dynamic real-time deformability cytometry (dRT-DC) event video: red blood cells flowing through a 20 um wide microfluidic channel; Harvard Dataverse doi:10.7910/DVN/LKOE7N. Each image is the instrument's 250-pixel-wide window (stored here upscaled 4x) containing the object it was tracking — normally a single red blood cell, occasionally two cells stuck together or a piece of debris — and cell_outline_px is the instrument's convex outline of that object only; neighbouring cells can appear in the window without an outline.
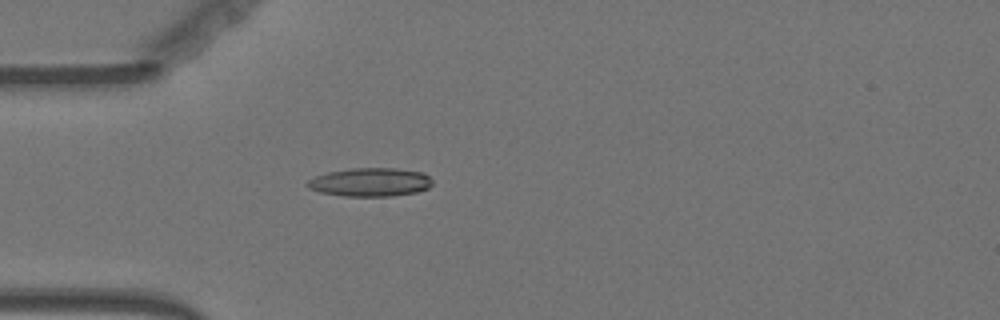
{"species": "Egyptian fruit bat (a non-hibernating species)", "species_latin": "Rousettus aegyptiacus", "temperature_condition": "warm", "stored_images_in_passage": 56, "camera_frame_rate_fps": 3000, "um_per_image_px": 0.085, "animal": {"sex": "female"}, "frame": {"image": 1, "passage_image": 16, "time_ms": 5.0, "image_size_px": [1000, 320], "cell_outline_px": [[432, 184], [428, 188], [416, 192], [392, 196], [344, 196], [320, 192], [308, 188], [304, 184], [308, 180], [316, 176], [328, 172], [352, 168], [396, 168], [424, 172], [432, 180]], "centroid_in_image_um": [31.47, 15.48], "position_along_channel_um": 53.5, "area_um2": 20.87}}
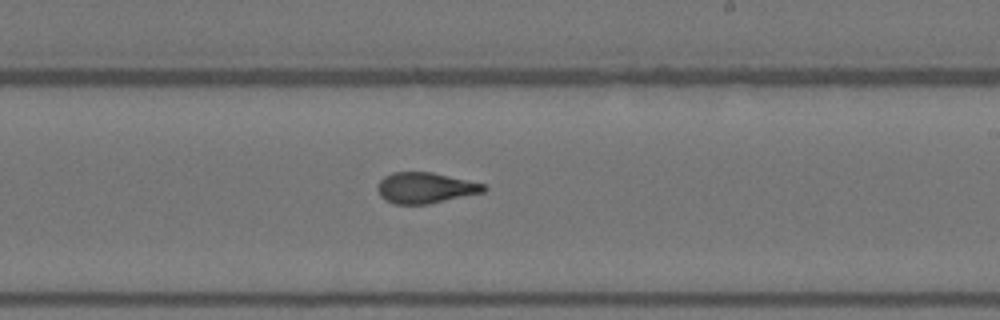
{"frame": {"image": 2, "passage_image": 33, "time_ms": 10.667, "image_size_px": [1000, 320], "cell_outline_px": [[488, 188], [484, 192], [428, 204], [392, 204], [384, 200], [380, 196], [376, 188], [380, 180], [384, 176], [392, 172], [432, 172], [484, 184]], "centroid_in_image_um": [36.11, 15.97], "position_along_channel_um": 252.9, "area_um2": 19.13}}
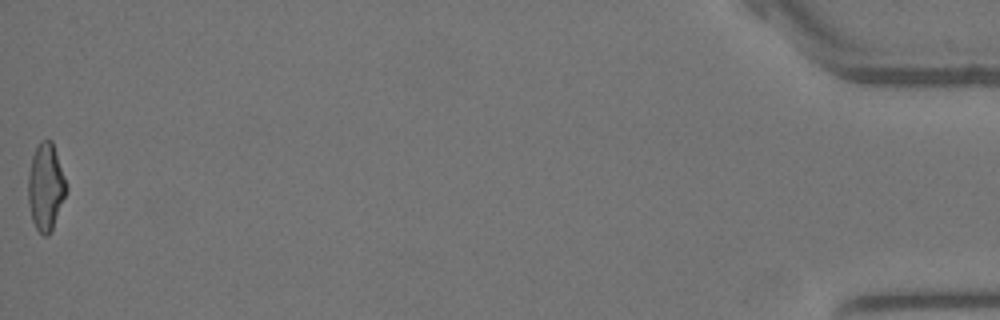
{"frame": {"image": 3, "passage_image": 56, "time_ms": 18.333, "image_size_px": [1000, 320], "cell_outline_px": [[68, 188], [52, 228], [48, 236], [44, 236], [36, 228], [32, 220], [28, 204], [28, 172], [32, 156], [40, 140], [52, 140], [68, 184]], "centroid_in_image_um": [3.89, 15.86], "position_along_channel_um": 431.3, "area_um2": 19.42}, "authors_computed_cell_mechanics": {"area_um2": 19.3052, "velocity_mm_per_s": 3.6265, "shape_relaxation_time_tau1_ms": 4.7393, "shape_relaxation_time_tau2_ms": 1.6935, "deformation_change_tau1": 0.1927, "deformation_change_tau2": 0.1061}}